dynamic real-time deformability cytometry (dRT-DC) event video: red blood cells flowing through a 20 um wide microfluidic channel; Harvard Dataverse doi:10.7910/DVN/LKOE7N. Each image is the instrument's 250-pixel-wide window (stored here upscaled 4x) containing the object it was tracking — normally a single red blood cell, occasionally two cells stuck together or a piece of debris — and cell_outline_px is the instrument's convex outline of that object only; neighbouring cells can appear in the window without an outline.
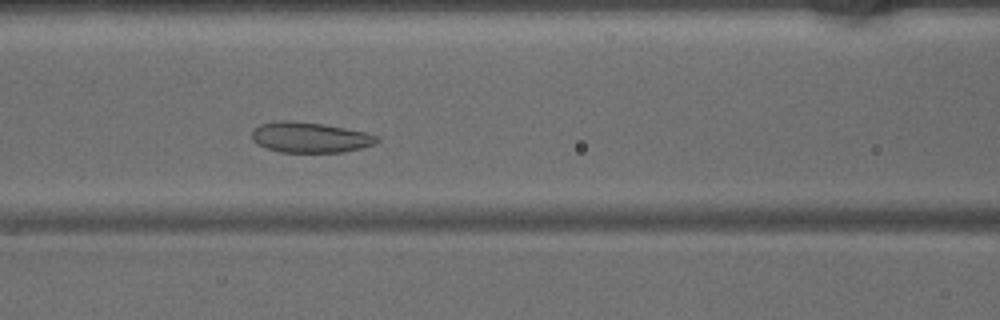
{"species": "common noctule bat (a hibernating species)", "species_latin": "Nyctalus noctula", "temperature_condition": "warm", "stored_images_in_passage": 36, "camera_frame_rate_fps": 3000, "um_per_image_px": 0.085, "animal": {"sex": "male", "body_mass_g": 15.6}, "frame": {"image": 1, "passage_image": 12, "time_ms": 3.667, "image_size_px": [1000, 320], "cell_outline_px": [[380, 140], [376, 144], [364, 148], [344, 152], [280, 152], [268, 148], [252, 140], [252, 132], [260, 124], [324, 124], [364, 132], [380, 136]], "centroid_in_image_um": [26.5, 11.74], "position_along_channel_um": 140.1, "area_um2": 21.15}}
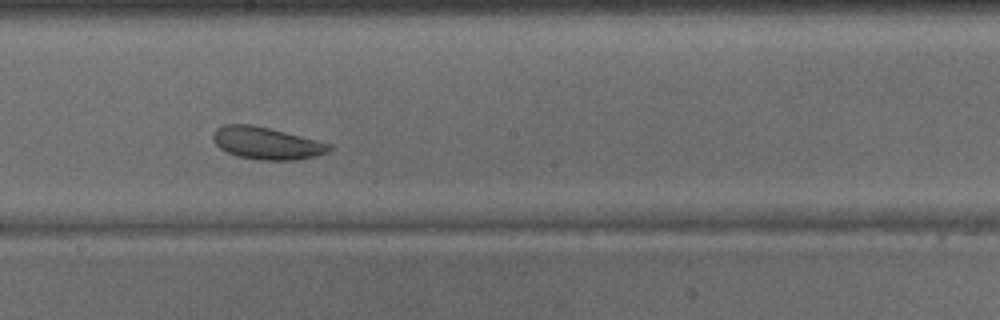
{"frame": {"image": 2, "passage_image": 18, "time_ms": 5.667, "image_size_px": [1000, 320], "cell_outline_px": [[332, 148], [328, 152], [316, 156], [296, 160], [260, 160], [236, 156], [220, 148], [216, 144], [212, 136], [212, 132], [216, 128], [224, 124], [252, 124], [332, 144]], "centroid_in_image_um": [22.64, 12.17], "position_along_channel_um": 225.6, "area_um2": 21.79}}
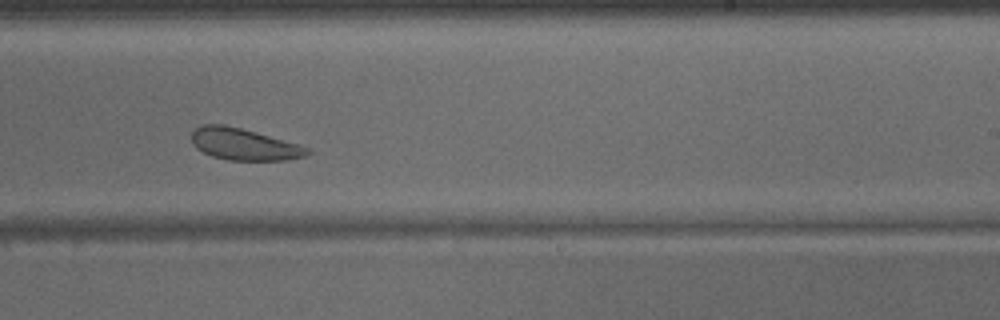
{"frame": {"image": 3, "passage_image": 21, "time_ms": 6.667, "image_size_px": [1000, 320], "cell_outline_px": [[312, 152], [304, 156], [288, 160], [228, 160], [212, 156], [196, 148], [192, 144], [192, 132], [196, 128], [204, 124], [224, 124], [240, 128], [300, 144], [312, 148]], "centroid_in_image_um": [20.77, 12.27], "position_along_channel_um": 268.2, "area_um2": 21.44}}